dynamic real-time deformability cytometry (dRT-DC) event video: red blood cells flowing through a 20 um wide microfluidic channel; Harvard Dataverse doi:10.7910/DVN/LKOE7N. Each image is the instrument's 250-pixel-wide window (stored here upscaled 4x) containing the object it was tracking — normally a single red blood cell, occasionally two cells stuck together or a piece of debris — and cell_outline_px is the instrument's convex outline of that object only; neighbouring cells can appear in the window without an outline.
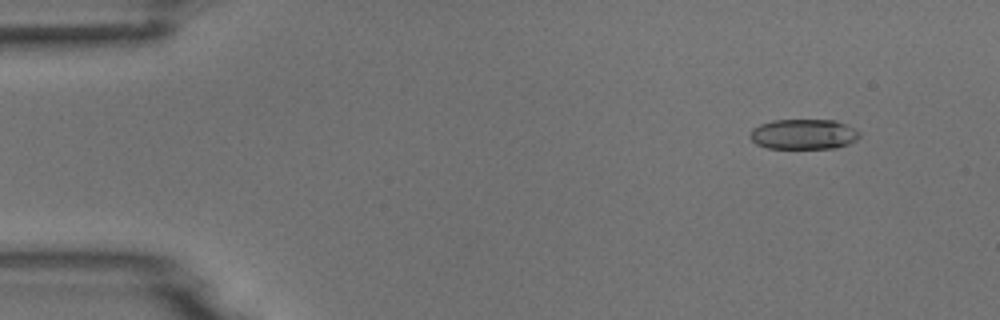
{"species": "common noctule bat (a hibernating species)", "species_latin": "Nyctalus noctula", "temperature_condition": "room temperature", "stored_images_in_passage": 5, "camera_frame_rate_fps": 3000, "um_per_image_px": 0.085, "animal": {"sex": "male", "body_mass_g": 18.8}, "frame": {"image": 1, "passage_image": 2, "time_ms": 1.333, "image_size_px": [1000, 320], "cell_outline_px": [[860, 136], [856, 140], [848, 144], [836, 148], [768, 148], [756, 144], [748, 136], [752, 128], [760, 124], [772, 120], [836, 120], [856, 128], [860, 132]], "centroid_in_image_um": [68.31, 11.4], "position_along_channel_um": 16.7, "area_um2": 19.48}}
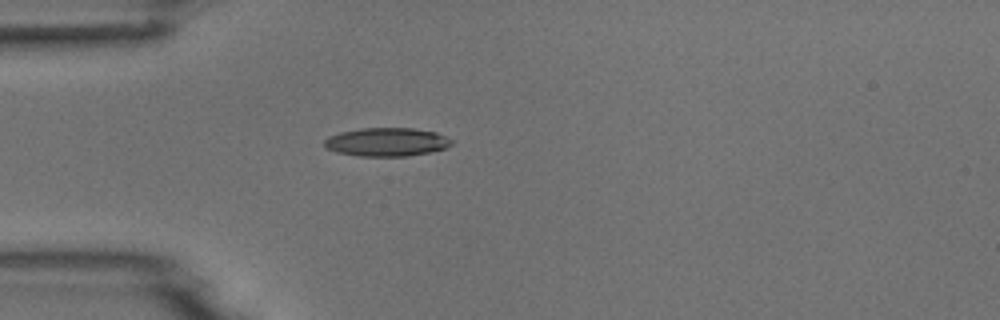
{"frame": {"image": 2, "passage_image": 5, "time_ms": 4.667, "image_size_px": [1000, 320], "cell_outline_px": [[452, 144], [444, 148], [428, 152], [408, 156], [360, 156], [336, 152], [324, 148], [324, 140], [328, 136], [340, 132], [360, 128], [412, 128], [436, 132], [452, 140]], "centroid_in_image_um": [32.81, 12.07], "position_along_channel_um": 52.2, "area_um2": 21.1}}